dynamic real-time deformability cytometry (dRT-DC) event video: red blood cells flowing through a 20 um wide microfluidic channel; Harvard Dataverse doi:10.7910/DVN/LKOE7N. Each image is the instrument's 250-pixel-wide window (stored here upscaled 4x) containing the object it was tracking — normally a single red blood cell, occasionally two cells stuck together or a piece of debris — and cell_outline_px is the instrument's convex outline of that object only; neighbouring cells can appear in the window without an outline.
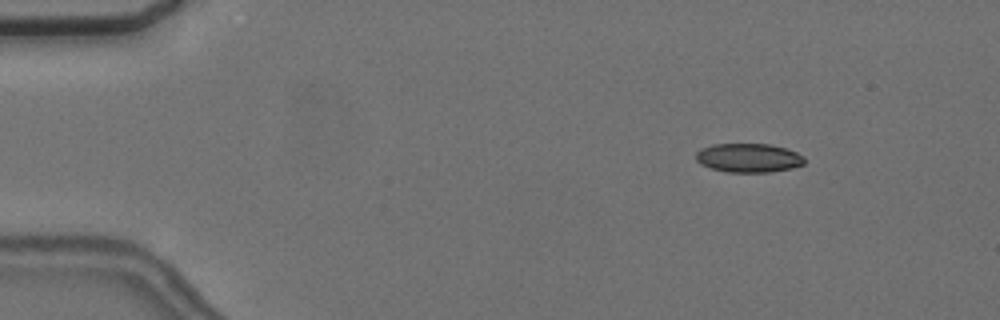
{"species": "common noctule bat (a hibernating species)", "species_latin": "Nyctalus noctula", "temperature_condition": "cold", "stored_images_in_passage": 56, "camera_frame_rate_fps": 3000, "um_per_image_px": 0.085, "animal": {"sex": "female", "body_mass_g": 24.6, "forearm_length_mm": 56.2}, "frame": {"image": 1, "passage_image": 7, "time_ms": 2.0, "image_size_px": [1000, 320], "cell_outline_px": [[804, 164], [792, 168], [768, 172], [728, 172], [712, 168], [700, 164], [696, 160], [696, 152], [700, 148], [712, 144], [772, 144], [796, 152], [804, 156]], "centroid_in_image_um": [63.61, 13.41], "position_along_channel_um": 21.4, "area_um2": 18.32}}
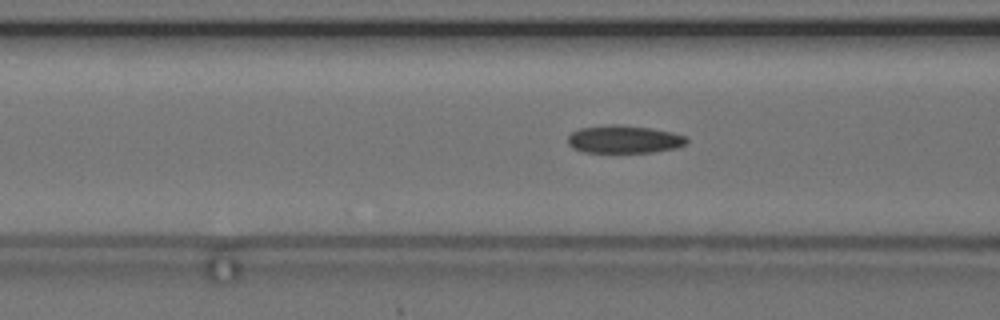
{"frame": {"image": 2, "passage_image": 22, "time_ms": 7.0, "image_size_px": [1000, 320], "cell_outline_px": [[688, 144], [676, 148], [652, 152], [584, 152], [572, 148], [568, 144], [568, 136], [572, 132], [580, 128], [612, 124], [620, 124], [652, 128], [672, 132], [688, 136]], "centroid_in_image_um": [53.08, 11.83], "position_along_channel_um": 113.5, "area_um2": 19.48}}
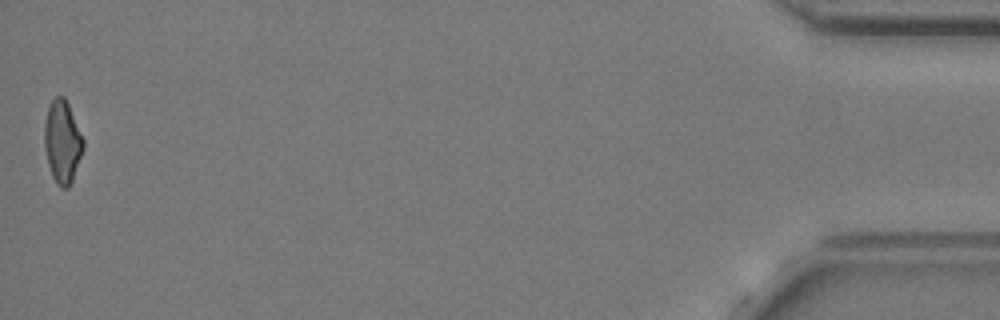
{"frame": {"image": 3, "passage_image": 56, "time_ms": 18.333, "image_size_px": [1000, 320], "cell_outline_px": [[84, 148], [72, 180], [68, 188], [60, 188], [56, 184], [52, 176], [48, 164], [44, 148], [44, 124], [48, 108], [52, 100], [56, 96], [64, 96], [68, 104], [84, 140]], "centroid_in_image_um": [5.29, 12.07], "position_along_channel_um": 429.9, "area_um2": 18.67}, "authors_computed_cell_mechanics": {"area_um2": 18.9295, "velocity_mm_per_s": 3.6383, "shape_relaxation_time_tau1_ms": 7.4909, "shape_relaxation_time_tau2_ms": 2.9432, "deformation_change_tau1": 0.1782, "deformation_change_tau2": 0.1042}}